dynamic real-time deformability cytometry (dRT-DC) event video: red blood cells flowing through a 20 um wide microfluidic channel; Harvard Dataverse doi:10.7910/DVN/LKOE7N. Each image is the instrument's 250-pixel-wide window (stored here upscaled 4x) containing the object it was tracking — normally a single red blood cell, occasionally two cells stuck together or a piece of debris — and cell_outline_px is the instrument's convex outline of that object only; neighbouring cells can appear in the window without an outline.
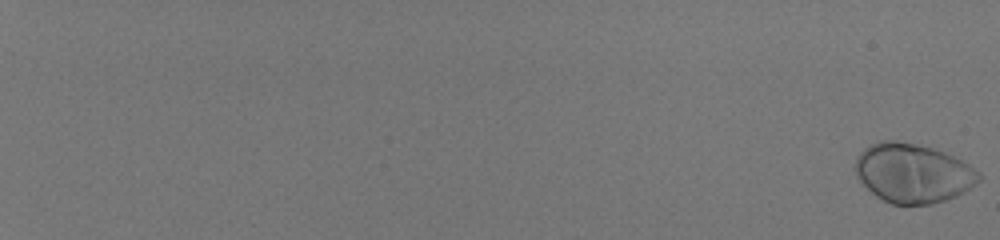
{"species": "human", "species_latin": "Homo sapiens", "temperature_condition": "room temperature", "stored_images_in_passage": 12, "camera_frame_rate_fps": 3000, "um_per_image_px": 0.085, "donor": {"sex": "male"}, "frame": {"image": 1, "passage_image": 1, "time_ms": 0.0, "image_size_px": [1000, 240], "cell_outline_px": [[980, 180], [964, 192], [956, 196], [944, 200], [928, 204], [892, 204], [876, 196], [860, 180], [856, 172], [856, 160], [860, 152], [864, 148], [876, 140], [896, 140], [916, 144], [932, 148], [944, 152], [968, 164], [980, 172]], "centroid_in_image_um": [77.59, 14.7], "position_along_channel_um": 7.4, "area_um2": 42.31}}